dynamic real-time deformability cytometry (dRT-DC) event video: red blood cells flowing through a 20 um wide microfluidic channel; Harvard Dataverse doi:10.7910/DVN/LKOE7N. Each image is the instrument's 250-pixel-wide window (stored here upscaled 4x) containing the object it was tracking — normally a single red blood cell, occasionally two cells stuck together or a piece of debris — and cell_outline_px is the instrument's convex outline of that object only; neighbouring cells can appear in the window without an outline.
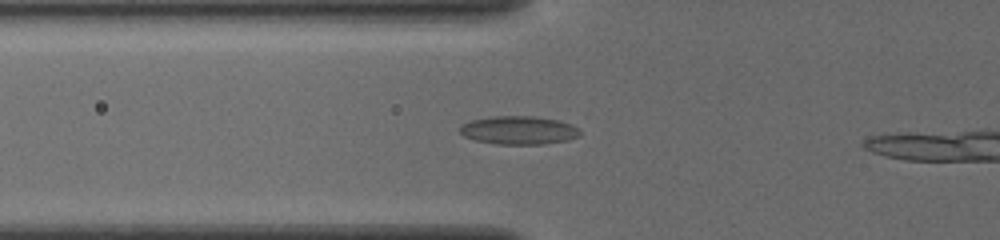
{"species": "common noctule bat (a hibernating species)", "species_latin": "Nyctalus noctula", "temperature_condition": "cold", "stored_images_in_passage": 36, "camera_frame_rate_fps": 3000, "um_per_image_px": 0.085, "animal": {"sex": "female", "body_mass_g": 19.5, "forearm_length_mm": 54.1}, "frame": {"image": 1, "passage_image": 9, "time_ms": 2.667, "image_size_px": [1000, 240], "cell_outline_px": [[580, 136], [568, 140], [544, 144], [496, 144], [476, 140], [464, 136], [460, 132], [460, 128], [464, 124], [472, 120], [492, 116], [532, 116], [560, 120], [572, 124], [580, 128]], "centroid_in_image_um": [44.15, 11.07], "position_along_channel_um": 81.6, "area_um2": 19.88}}
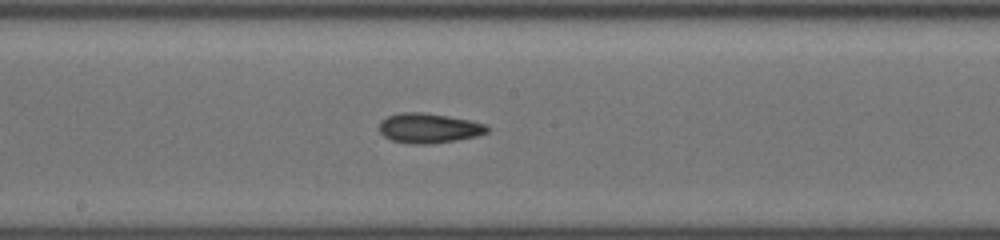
{"frame": {"image": 2, "passage_image": 19, "time_ms": 6.0, "image_size_px": [1000, 240], "cell_outline_px": [[488, 132], [476, 136], [456, 140], [432, 144], [408, 144], [392, 140], [384, 136], [380, 132], [380, 120], [388, 116], [400, 112], [424, 112], [448, 116], [488, 124]], "centroid_in_image_um": [36.44, 10.89], "position_along_channel_um": 211.8, "area_um2": 18.84}}
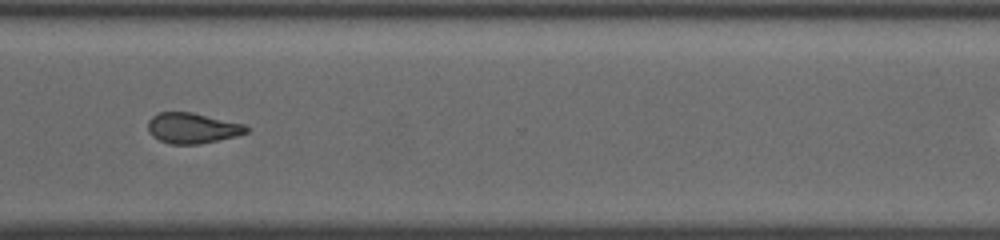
{"frame": {"image": 3, "passage_image": 30, "time_ms": 9.667, "image_size_px": [1000, 240], "cell_outline_px": [[248, 132], [236, 136], [200, 144], [172, 144], [160, 140], [152, 136], [148, 132], [148, 120], [152, 116], [160, 112], [192, 112], [244, 124], [248, 128]], "centroid_in_image_um": [16.33, 10.89], "position_along_channel_um": 354.3, "area_um2": 17.46}}